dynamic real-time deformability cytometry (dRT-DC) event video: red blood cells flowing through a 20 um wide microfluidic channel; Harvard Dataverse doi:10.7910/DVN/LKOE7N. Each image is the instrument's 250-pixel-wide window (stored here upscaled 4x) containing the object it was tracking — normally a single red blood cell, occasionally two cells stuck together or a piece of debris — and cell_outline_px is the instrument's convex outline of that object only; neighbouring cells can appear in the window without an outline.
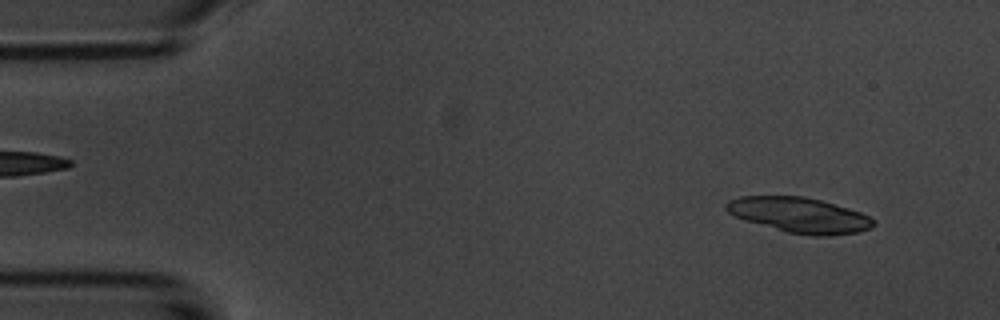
{"species": "common noctule bat (a hibernating species)", "species_latin": "Nyctalus noctula", "temperature_condition": "room temperature", "stored_images_in_passage": 12, "camera_frame_rate_fps": 3000, "um_per_image_px": 0.085, "animal": {"sex": "male", "body_mass_g": 20.1, "forearm_length_mm": 53.5}, "frame": {"image": 1, "passage_image": 1, "time_ms": 0.0, "image_size_px": [1000, 320], "cell_outline_px": [[876, 224], [872, 228], [860, 232], [828, 236], [812, 236], [788, 232], [744, 220], [728, 212], [724, 208], [724, 204], [728, 200], [740, 196], [804, 196], [820, 200], [848, 208], [860, 212], [876, 220]], "centroid_in_image_um": [67.97, 18.28], "position_along_channel_um": 17.0, "area_um2": 30.35}}
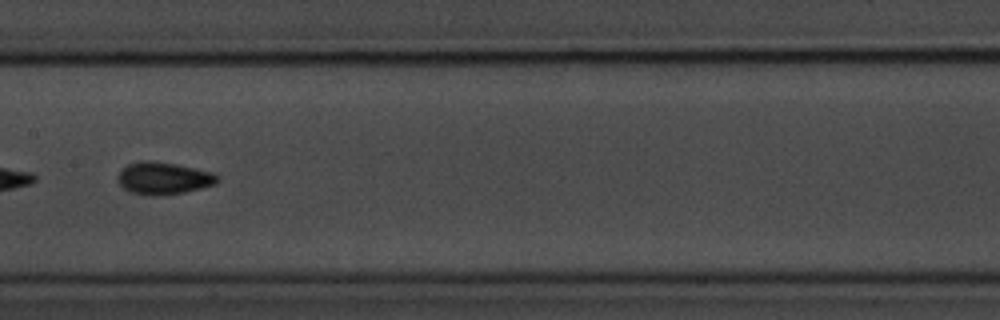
{"frame": {"image": 2, "passage_image": 7, "time_ms": 7.667, "image_size_px": [1000, 320], "cell_outline_px": [[220, 180], [216, 184], [184, 192], [164, 196], [152, 196], [132, 192], [124, 188], [116, 180], [116, 176], [128, 164], [140, 160], [152, 160], [176, 164], [212, 172], [220, 176]], "centroid_in_image_um": [13.91, 15.15], "position_along_channel_um": 193.5, "area_um2": 18.9}, "authors_computed_cell_mechanics": {"area_um2": 17.7735, "velocity_mm_per_s": 3.6075, "shape_relaxation_time_tau1_ms": 2.8543, "shape_relaxation_time_tau2_ms": 1.7016, "deformation_change_tau1": 0.124, "deformation_change_tau2": 0.0549}}